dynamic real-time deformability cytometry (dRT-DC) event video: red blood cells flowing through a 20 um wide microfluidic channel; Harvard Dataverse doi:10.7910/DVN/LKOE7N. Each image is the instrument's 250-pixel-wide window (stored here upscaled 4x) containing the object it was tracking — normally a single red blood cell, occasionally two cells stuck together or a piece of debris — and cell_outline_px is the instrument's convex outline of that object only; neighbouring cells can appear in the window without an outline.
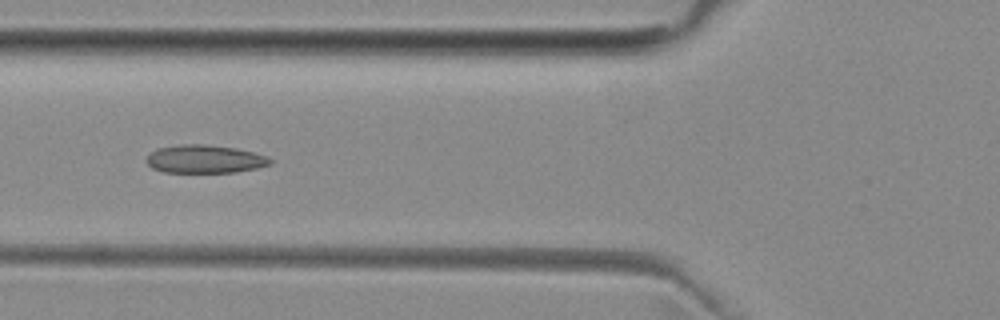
{"species": "common noctule bat (a hibernating species)", "species_latin": "Nyctalus noctula", "temperature_condition": "room temperature", "stored_images_in_passage": 6, "camera_frame_rate_fps": 3000, "um_per_image_px": 0.085, "animal": {"sex": "female", "body_mass_g": 29.2, "forearm_length_mm": 56.3}, "frame": {"image": 1, "passage_image": 6, "time_ms": 5.667, "image_size_px": [1000, 320], "cell_outline_px": [[272, 164], [256, 168], [236, 172], [164, 172], [152, 168], [144, 160], [156, 148], [180, 144], [204, 144], [236, 148], [268, 156], [272, 160]], "centroid_in_image_um": [17.4, 13.52], "position_along_channel_um": 108.4, "area_um2": 20.35}}